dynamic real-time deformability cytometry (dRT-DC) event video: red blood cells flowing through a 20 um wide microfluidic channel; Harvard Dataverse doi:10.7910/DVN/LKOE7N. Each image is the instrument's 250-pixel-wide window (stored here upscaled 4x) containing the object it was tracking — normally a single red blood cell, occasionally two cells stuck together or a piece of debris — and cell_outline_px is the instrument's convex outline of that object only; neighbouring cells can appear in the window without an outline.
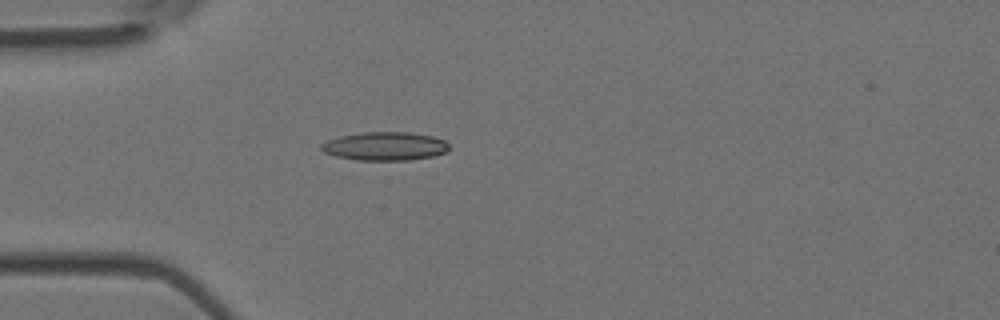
{"species": "Egyptian fruit bat (a non-hibernating species)", "species_latin": "Rousettus aegyptiacus", "temperature_condition": "room temperature", "stored_images_in_passage": 3, "camera_frame_rate_fps": 3000, "um_per_image_px": 0.085, "animal": {"sex": "female"}, "frame": {"image": 1, "passage_image": 3, "time_ms": 2.333, "image_size_px": [1000, 320], "cell_outline_px": [[448, 152], [432, 156], [408, 160], [356, 160], [336, 156], [324, 152], [320, 148], [320, 144], [328, 140], [340, 136], [360, 132], [408, 132], [432, 136], [444, 140], [448, 144]], "centroid_in_image_um": [32.71, 12.42], "position_along_channel_um": 52.3, "area_um2": 21.21}}